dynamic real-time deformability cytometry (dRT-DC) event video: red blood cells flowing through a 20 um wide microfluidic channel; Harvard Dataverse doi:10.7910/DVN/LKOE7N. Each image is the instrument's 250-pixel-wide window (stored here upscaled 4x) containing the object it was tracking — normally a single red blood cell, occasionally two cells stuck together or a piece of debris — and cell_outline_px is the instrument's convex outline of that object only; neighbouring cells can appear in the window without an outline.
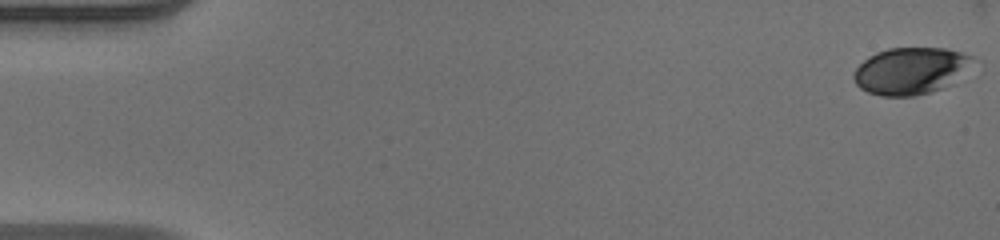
{"species": "human", "species_latin": "Homo sapiens", "temperature_condition": "warm", "stored_images_in_passage": 50, "camera_frame_rate_fps": 3000, "um_per_image_px": 0.085, "donor": {"sex": "male"}, "frame": {"image": 1, "passage_image": 1, "time_ms": 0.0, "image_size_px": [1000, 240], "cell_outline_px": [[972, 56], [956, 84], [928, 92], [912, 96], [880, 96], [868, 92], [860, 88], [856, 84], [852, 76], [856, 68], [868, 56], [876, 52], [888, 48], [944, 48], [960, 52]], "centroid_in_image_um": [77.35, 6.03], "position_along_channel_um": 7.7, "area_um2": 32.31}}
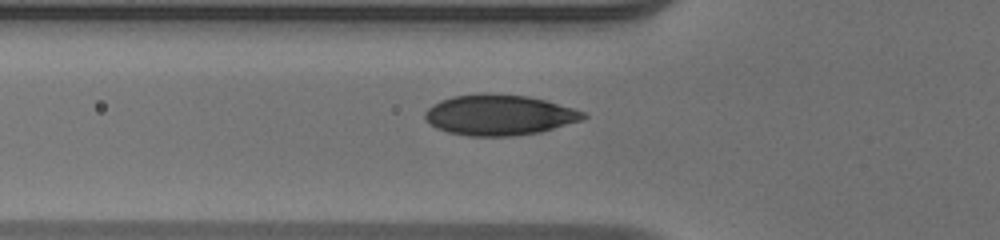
{"frame": {"image": 2, "passage_image": 18, "time_ms": 5.667, "image_size_px": [1000, 240], "cell_outline_px": [[588, 116], [584, 120], [540, 132], [512, 136], [468, 136], [448, 132], [436, 128], [424, 116], [424, 112], [432, 104], [440, 100], [452, 96], [480, 92], [484, 92], [528, 96], [544, 100], [572, 108], [584, 112]], "centroid_in_image_um": [42.43, 9.76], "position_along_channel_um": 83.4, "area_um2": 37.63}}
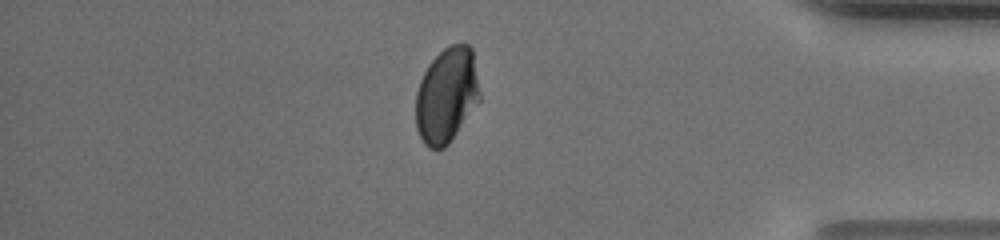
{"frame": {"image": 3, "passage_image": 43, "time_ms": 14.0, "image_size_px": [1000, 240], "cell_outline_px": [[480, 100], [448, 144], [444, 148], [428, 148], [424, 144], [416, 128], [416, 92], [420, 80], [428, 64], [444, 48], [452, 44], [468, 44], [472, 48], [480, 92]], "centroid_in_image_um": [37.96, 8.09], "position_along_channel_um": 397.2, "area_um2": 35.37}, "authors_computed_cell_mechanics": {"area_um2": 35.6048, "velocity_mm_per_s": 4.1284, "shape_relaxation_time_tau1_ms": 4.8292, "shape_relaxation_time_tau2_ms": null, "deformation_change_tau1": 0.1427, "deformation_change_tau2": null}}